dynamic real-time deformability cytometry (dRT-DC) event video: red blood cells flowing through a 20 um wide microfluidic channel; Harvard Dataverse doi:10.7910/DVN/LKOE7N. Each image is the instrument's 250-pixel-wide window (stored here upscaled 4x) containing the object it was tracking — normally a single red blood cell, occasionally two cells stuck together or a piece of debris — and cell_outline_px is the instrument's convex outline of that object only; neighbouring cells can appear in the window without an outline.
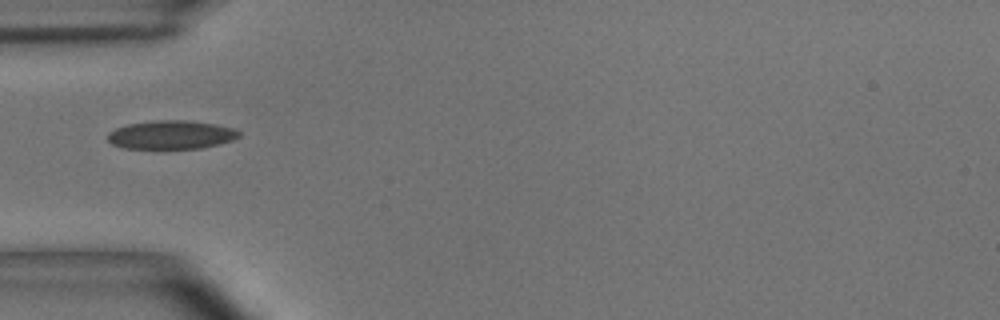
{"species": "common noctule bat (a hibernating species)", "species_latin": "Nyctalus noctula", "temperature_condition": "room temperature", "stored_images_in_passage": 38, "camera_frame_rate_fps": 3000, "um_per_image_px": 0.085, "animal": {"sex": "male", "body_mass_g": 15.6}, "frame": {"image": 1, "passage_image": 1, "time_ms": 0.0, "image_size_px": [1000, 320], "cell_outline_px": [[240, 136], [232, 140], [200, 148], [124, 148], [112, 144], [108, 140], [108, 132], [116, 128], [128, 124], [156, 120], [188, 120], [216, 124], [236, 128], [240, 132]], "centroid_in_image_um": [14.56, 11.44], "position_along_channel_um": 70.4, "area_um2": 21.79}}
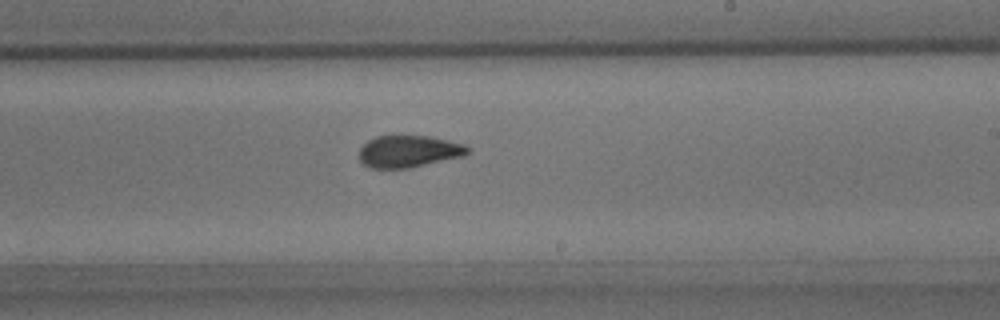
{"frame": {"image": 2, "passage_image": 16, "time_ms": 5.0, "image_size_px": [1000, 320], "cell_outline_px": [[472, 148], [464, 156], [408, 168], [368, 168], [360, 160], [360, 148], [368, 140], [376, 136], [400, 132], [432, 136], [464, 144]], "centroid_in_image_um": [34.74, 12.81], "position_along_channel_um": 254.3, "area_um2": 21.04}}
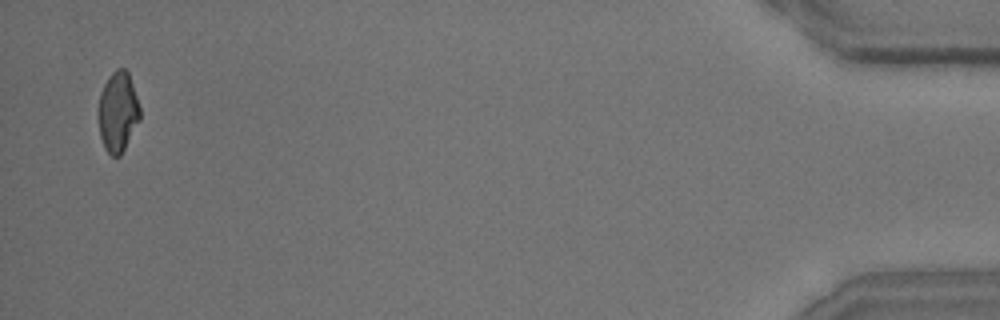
{"frame": {"image": 3, "passage_image": 37, "time_ms": 12.0, "image_size_px": [1000, 320], "cell_outline_px": [[140, 120], [120, 156], [112, 156], [104, 148], [100, 136], [96, 116], [100, 92], [108, 76], [116, 68], [124, 68], [128, 72], [140, 108]], "centroid_in_image_um": [9.98, 9.51], "position_along_channel_um": 425.2, "area_um2": 19.71}, "authors_computed_cell_mechanics": {"area_um2": 20.6346, "velocity_mm_per_s": 3.6524, "shape_relaxation_time_tau1_ms": 4.5461, "shape_relaxation_time_tau2_ms": 1.4129, "deformation_change_tau1": 0.1346, "deformation_change_tau2": 0.0581}}